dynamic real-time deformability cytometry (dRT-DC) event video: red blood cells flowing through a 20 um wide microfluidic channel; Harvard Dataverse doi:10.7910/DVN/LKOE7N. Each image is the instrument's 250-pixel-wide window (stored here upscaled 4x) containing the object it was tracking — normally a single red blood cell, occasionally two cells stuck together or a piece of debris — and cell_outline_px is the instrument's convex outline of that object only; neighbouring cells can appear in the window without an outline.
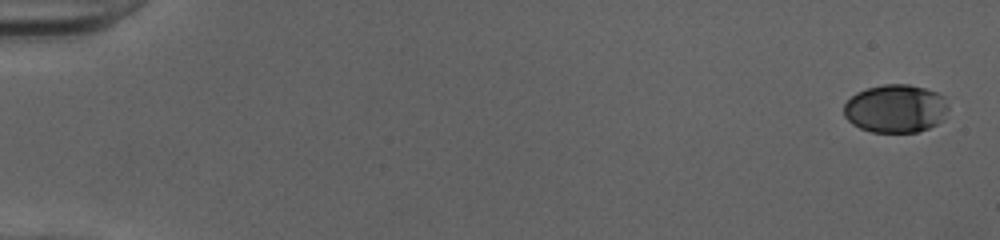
{"species": "human", "species_latin": "Homo sapiens", "temperature_condition": "cold", "stored_images_in_passage": 51, "camera_frame_rate_fps": 3000, "um_per_image_px": 0.085, "donor": {"sex": "female"}, "frame": {"image": 1, "passage_image": 1, "time_ms": 0.0, "image_size_px": [1000, 240], "cell_outline_px": [[948, 108], [940, 120], [936, 124], [928, 128], [916, 132], [872, 132], [860, 128], [852, 124], [844, 116], [844, 104], [856, 92], [868, 88], [884, 84], [908, 84], [924, 88], [936, 92], [944, 96]], "centroid_in_image_um": [76.1, 9.23], "position_along_channel_um": 8.9, "area_um2": 29.19}}
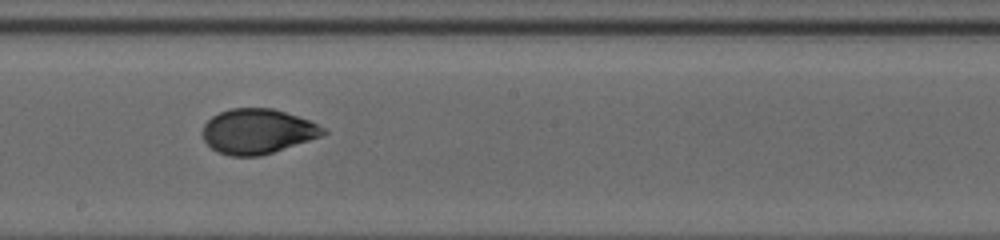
{"frame": {"image": 2, "passage_image": 30, "time_ms": 9.667, "image_size_px": [1000, 240], "cell_outline_px": [[328, 132], [320, 136], [260, 156], [228, 156], [216, 152], [204, 140], [204, 124], [212, 116], [220, 112], [232, 108], [272, 108], [308, 120], [324, 128]], "centroid_in_image_um": [21.85, 11.17], "position_along_channel_um": 226.3, "area_um2": 31.1}}
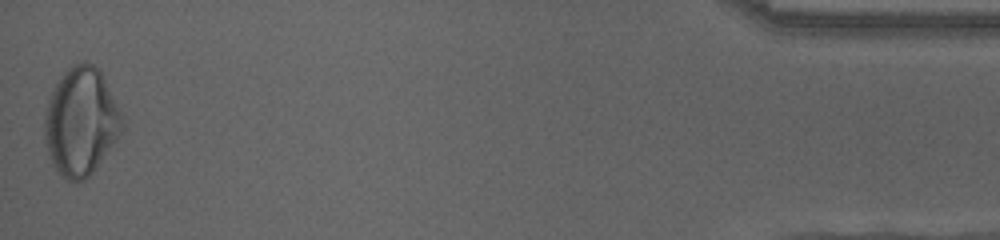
{"frame": {"image": 3, "passage_image": 51, "time_ms": 16.667, "image_size_px": [1000, 240], "cell_outline_px": [[124, 128], [116, 140], [92, 172], [84, 180], [68, 180], [52, 164], [44, 140], [44, 120], [48, 100], [60, 76], [72, 64], [84, 60], [100, 68], [124, 120]], "centroid_in_image_um": [6.88, 10.29], "position_along_channel_um": 428.3, "area_um2": 48.49}, "authors_computed_cell_mechanics": {"area_um2": 31.501, "velocity_mm_per_s": 4.0602, "shape_relaxation_time_tau1_ms": 6.4979, "shape_relaxation_time_tau2_ms": 1.0467, "deformation_change_tau1": 0.1931, "deformation_change_tau2": 0.0458}}